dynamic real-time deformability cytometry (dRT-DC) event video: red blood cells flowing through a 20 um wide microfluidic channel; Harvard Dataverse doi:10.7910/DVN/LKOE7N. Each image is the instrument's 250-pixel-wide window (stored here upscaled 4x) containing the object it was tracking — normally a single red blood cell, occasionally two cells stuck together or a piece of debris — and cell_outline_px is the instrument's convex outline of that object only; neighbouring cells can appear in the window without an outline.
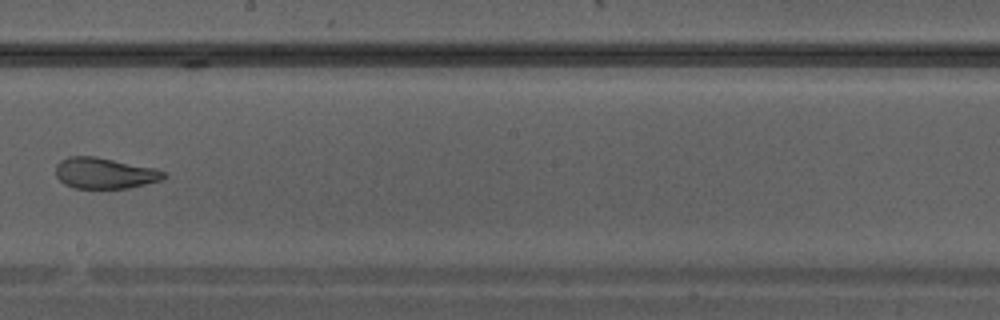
{"species": "Egyptian fruit bat (a non-hibernating species)", "species_latin": "Rousettus aegyptiacus", "temperature_condition": "warm", "stored_images_in_passage": 28, "camera_frame_rate_fps": 3000, "um_per_image_px": 0.085, "animal": {"sex": "male"}, "frame": {"image": 1, "passage_image": 13, "time_ms": 4.0, "image_size_px": [1000, 320], "cell_outline_px": [[168, 176], [160, 180], [128, 188], [76, 188], [64, 184], [56, 176], [56, 164], [60, 160], [68, 156], [96, 156], [156, 168], [168, 172]], "centroid_in_image_um": [8.91, 14.7], "position_along_channel_um": 239.3, "area_um2": 19.65}}